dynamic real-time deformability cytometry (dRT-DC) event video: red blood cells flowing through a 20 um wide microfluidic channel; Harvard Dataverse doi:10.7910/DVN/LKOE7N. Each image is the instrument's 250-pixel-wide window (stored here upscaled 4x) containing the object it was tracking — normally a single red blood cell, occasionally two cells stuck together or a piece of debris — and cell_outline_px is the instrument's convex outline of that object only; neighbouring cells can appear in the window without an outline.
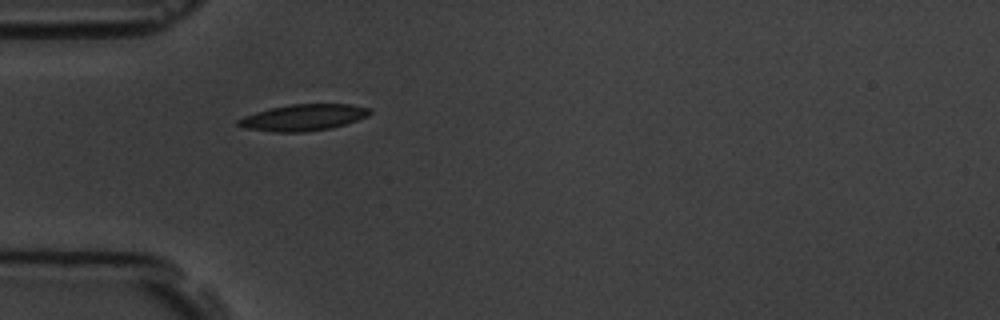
{"species": "common noctule bat (a hibernating species)", "species_latin": "Nyctalus noctula", "temperature_condition": "room temperature", "stored_images_in_passage": 1, "camera_frame_rate_fps": 3000, "um_per_image_px": 0.085, "animal": {"sex": "male", "body_mass_g": 19.5, "forearm_length_mm": 54.6}, "frame": {"image": 1, "passage_image": 1, "time_ms": 0.0, "image_size_px": [1000, 320], "cell_outline_px": [[372, 112], [368, 116], [332, 128], [304, 132], [276, 132], [244, 128], [236, 124], [236, 120], [244, 116], [256, 112], [272, 108], [292, 104], [352, 104], [372, 108]], "centroid_in_image_um": [25.8, 9.98], "position_along_channel_um": 59.2, "area_um2": 20.23}}